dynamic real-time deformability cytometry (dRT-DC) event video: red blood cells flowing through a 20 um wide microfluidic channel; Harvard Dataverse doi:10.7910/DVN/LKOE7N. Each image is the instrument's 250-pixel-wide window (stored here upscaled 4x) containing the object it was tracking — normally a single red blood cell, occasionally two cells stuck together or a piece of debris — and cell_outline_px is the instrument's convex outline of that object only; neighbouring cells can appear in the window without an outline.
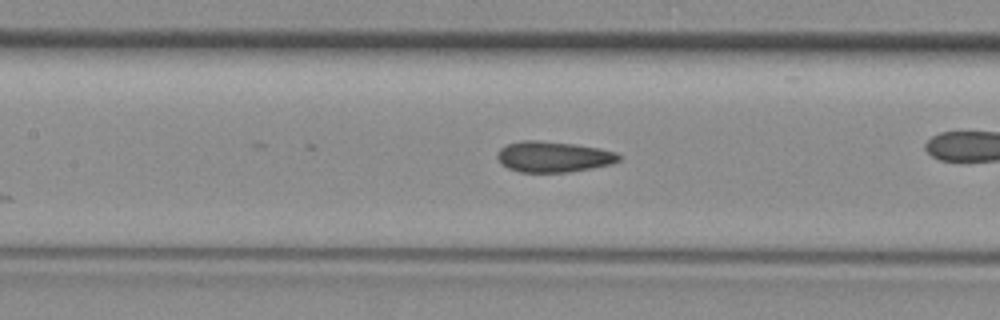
{"species": "common noctule bat (a hibernating species)", "species_latin": "Nyctalus noctula", "temperature_condition": "room temperature", "stored_images_in_passage": 28, "camera_frame_rate_fps": 3000, "um_per_image_px": 0.085, "animal": {"sex": "female", "body_mass_g": 29.2, "forearm_length_mm": 56.3}, "frame": {"image": 1, "passage_image": 11, "time_ms": 3.333, "image_size_px": [1000, 320], "cell_outline_px": [[624, 156], [620, 160], [612, 164], [592, 168], [568, 172], [520, 172], [508, 168], [500, 164], [496, 156], [500, 148], [508, 144], [520, 140], [536, 140], [572, 144], [600, 148], [616, 152]], "centroid_in_image_um": [47.05, 13.33], "position_along_channel_um": 160.4, "area_um2": 21.96}}
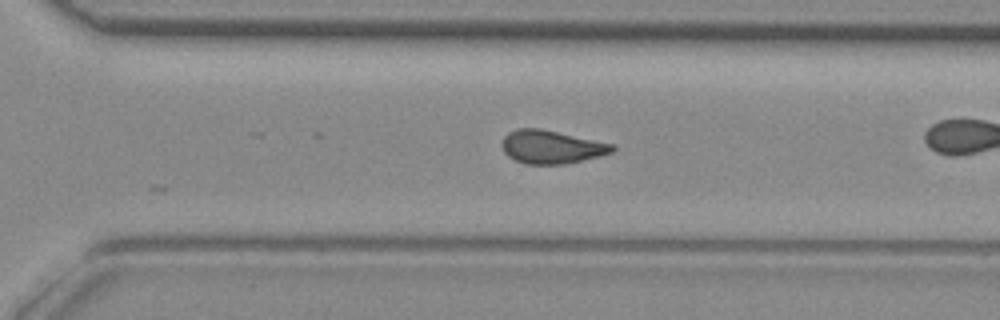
{"frame": {"image": 2, "passage_image": 22, "time_ms": 7.0, "image_size_px": [1000, 320], "cell_outline_px": [[616, 148], [612, 152], [600, 156], [564, 164], [524, 164], [512, 160], [504, 152], [504, 136], [508, 132], [516, 128], [540, 128], [616, 144]], "centroid_in_image_um": [46.89, 12.49], "position_along_channel_um": 323.7, "area_um2": 21.5}}